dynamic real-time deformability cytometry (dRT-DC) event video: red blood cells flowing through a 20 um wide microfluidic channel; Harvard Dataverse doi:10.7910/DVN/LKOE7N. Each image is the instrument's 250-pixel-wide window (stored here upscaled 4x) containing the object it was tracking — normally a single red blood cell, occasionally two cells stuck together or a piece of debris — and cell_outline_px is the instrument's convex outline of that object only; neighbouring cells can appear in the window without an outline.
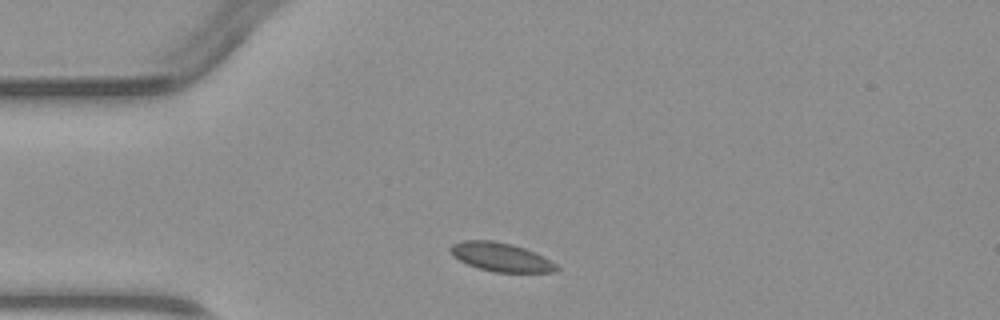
{"species": "common noctule bat (a hibernating species)", "species_latin": "Nyctalus noctula", "temperature_condition": "warm", "stored_images_in_passage": 2, "camera_frame_rate_fps": 3000, "um_per_image_px": 0.085, "animal": {"sex": "male", "body_mass_g": 23.1, "forearm_length_mm": 52.7}, "frame": {"image": 1, "passage_image": 1, "time_ms": 0.0, "image_size_px": [1000, 320], "cell_outline_px": [[560, 268], [556, 272], [496, 272], [476, 268], [452, 256], [448, 252], [448, 248], [452, 244], [464, 240], [492, 240], [512, 244], [524, 248], [556, 264]], "centroid_in_image_um": [42.51, 21.85], "position_along_channel_um": 42.5, "area_um2": 17.69}}
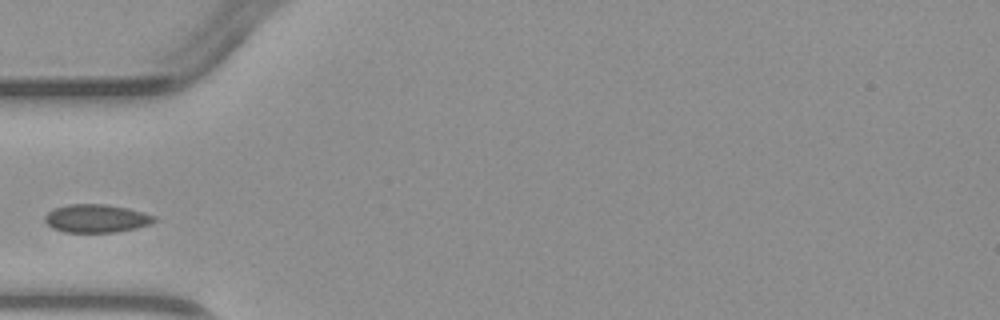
{"frame": {"image": 2, "passage_image": 2, "time_ms": 1.333, "image_size_px": [1000, 320], "cell_outline_px": [[156, 220], [148, 224], [136, 228], [116, 232], [64, 232], [52, 228], [44, 220], [44, 216], [48, 212], [56, 208], [68, 204], [104, 204], [128, 208], [144, 212], [156, 216]], "centroid_in_image_um": [8.19, 18.56], "position_along_channel_um": 76.8, "area_um2": 17.92}}